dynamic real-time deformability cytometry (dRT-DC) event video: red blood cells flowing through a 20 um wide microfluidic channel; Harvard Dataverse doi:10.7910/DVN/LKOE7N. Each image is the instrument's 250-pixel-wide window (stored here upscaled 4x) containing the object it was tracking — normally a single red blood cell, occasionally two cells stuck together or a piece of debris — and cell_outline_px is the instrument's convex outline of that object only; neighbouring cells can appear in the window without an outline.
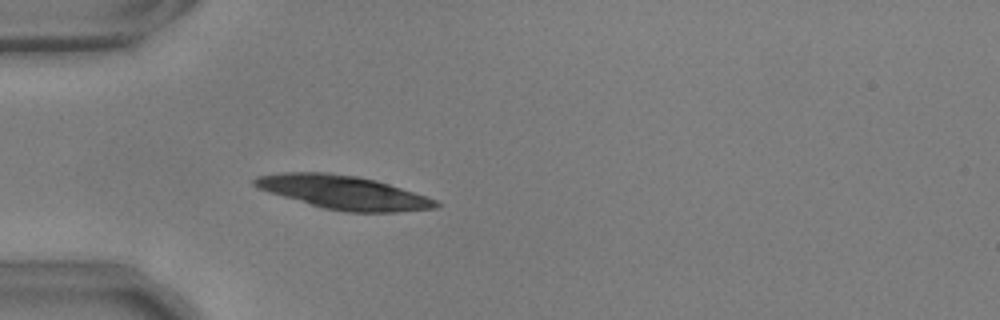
{"species": "common noctule bat (a hibernating species)", "species_latin": "Nyctalus noctula", "temperature_condition": "warm", "stored_images_in_passage": 54, "camera_frame_rate_fps": 3000, "um_per_image_px": 0.085, "animal": {"sex": "male", "body_mass_g": 17.9, "forearm_length_mm": 54.2}, "frame": {"image": 1, "passage_image": 16, "time_ms": 5.0, "image_size_px": [1000, 320], "cell_outline_px": [[440, 204], [436, 208], [396, 212], [344, 212], [324, 208], [268, 192], [256, 188], [252, 184], [252, 180], [256, 176], [284, 172], [328, 172], [356, 176], [376, 180], [428, 196], [436, 200]], "centroid_in_image_um": [29.18, 16.35], "position_along_channel_um": 55.8, "area_um2": 35.55}}